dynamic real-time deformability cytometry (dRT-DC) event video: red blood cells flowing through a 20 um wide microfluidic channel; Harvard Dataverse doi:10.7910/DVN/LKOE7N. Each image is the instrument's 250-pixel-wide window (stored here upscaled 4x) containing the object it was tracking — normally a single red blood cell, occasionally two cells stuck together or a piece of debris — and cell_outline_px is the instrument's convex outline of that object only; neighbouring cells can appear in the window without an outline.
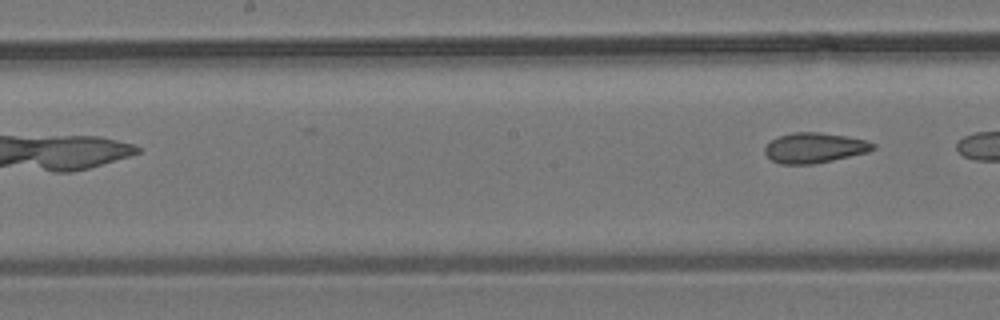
{"species": "common noctule bat (a hibernating species)", "species_latin": "Nyctalus noctula", "temperature_condition": "room temperature", "stored_images_in_passage": 6, "segment_of_instrument_passage": [2, 2], "camera_frame_rate_fps": 3000, "um_per_image_px": 0.085, "animal": {"sex": "male", "body_mass_g": 19.2, "forearm_length_mm": 51.8}, "frame": {"image": 1, "passage_image": 6, "time_ms": 5.667, "image_size_px": [1000, 320], "cell_outline_px": [[876, 148], [868, 152], [832, 160], [812, 164], [780, 164], [772, 160], [764, 152], [764, 148], [768, 140], [776, 136], [792, 132], [820, 132], [848, 136], [868, 140], [876, 144]], "centroid_in_image_um": [69.22, 12.54], "position_along_channel_um": 179.0, "area_um2": 19.36}}